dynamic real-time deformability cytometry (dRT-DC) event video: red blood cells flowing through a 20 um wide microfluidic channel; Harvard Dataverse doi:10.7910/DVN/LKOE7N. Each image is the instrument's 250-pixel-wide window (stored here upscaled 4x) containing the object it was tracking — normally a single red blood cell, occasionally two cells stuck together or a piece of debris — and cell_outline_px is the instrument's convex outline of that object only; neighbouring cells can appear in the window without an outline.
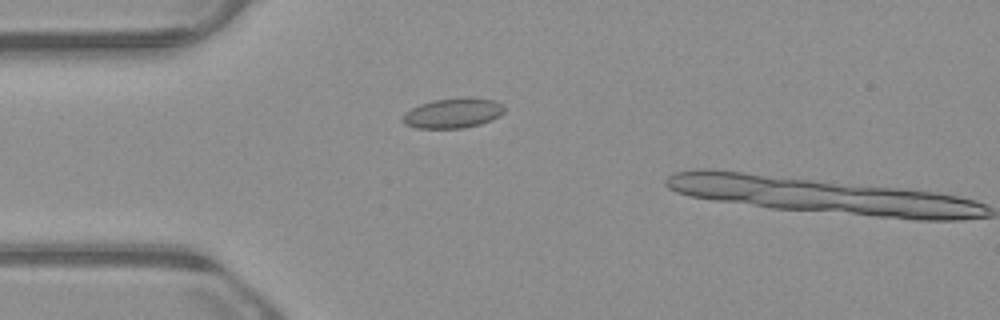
{"species": "common noctule bat (a hibernating species)", "species_latin": "Nyctalus noctula", "temperature_condition": "warm", "stored_images_in_passage": 2, "camera_frame_rate_fps": 3000, "um_per_image_px": 0.085, "animal": {"sex": "male", "body_mass_g": 23.1, "forearm_length_mm": 52.7}, "frame": {"image": 1, "passage_image": 1, "time_ms": 0.0, "image_size_px": [1000, 320], "cell_outline_px": [[504, 112], [500, 116], [492, 120], [480, 124], [464, 128], [416, 128], [404, 124], [400, 120], [404, 112], [420, 104], [432, 100], [468, 96], [472, 96], [496, 100], [504, 104]], "centroid_in_image_um": [38.52, 9.59], "position_along_channel_um": 46.5, "area_um2": 18.26}}